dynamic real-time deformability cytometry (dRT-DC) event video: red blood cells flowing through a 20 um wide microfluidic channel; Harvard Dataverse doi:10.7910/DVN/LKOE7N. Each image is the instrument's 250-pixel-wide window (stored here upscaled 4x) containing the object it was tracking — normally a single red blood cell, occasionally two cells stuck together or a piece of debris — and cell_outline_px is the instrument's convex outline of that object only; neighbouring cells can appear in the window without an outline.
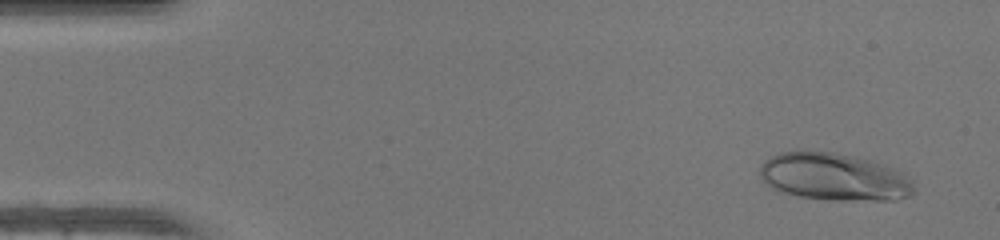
{"species": "human", "species_latin": "Homo sapiens", "temperature_condition": "warm", "stored_images_in_passage": 48, "camera_frame_rate_fps": 3000, "um_per_image_px": 0.085, "donor": {"sex": "female"}, "frame": {"image": 1, "passage_image": 3, "time_ms": 0.667, "image_size_px": [1000, 240], "cell_outline_px": [[912, 192], [908, 196], [896, 200], [832, 200], [800, 196], [780, 192], [772, 188], [760, 176], [760, 164], [764, 160], [780, 152], [832, 152], [852, 156], [868, 160], [896, 168], [912, 180]], "centroid_in_image_um": [70.89, 15.04], "position_along_channel_um": 14.1, "area_um2": 42.19}}
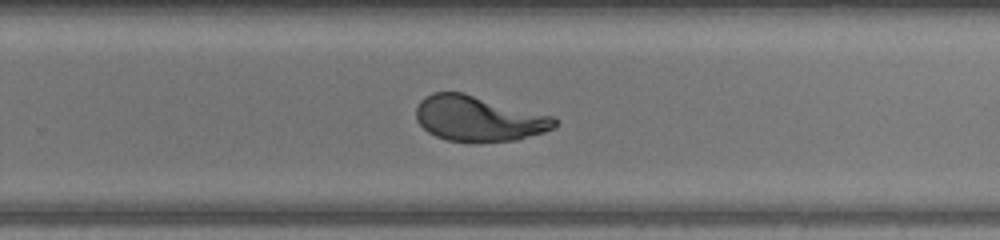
{"frame": {"image": 2, "passage_image": 31, "time_ms": 10.0, "image_size_px": [1000, 240], "cell_outline_px": [[556, 124], [552, 128], [544, 132], [516, 140], [448, 140], [436, 136], [428, 132], [416, 120], [416, 108], [420, 100], [424, 96], [432, 92], [464, 92], [556, 116]], "centroid_in_image_um": [40.68, 10.03], "position_along_channel_um": 289.1, "area_um2": 36.41}}
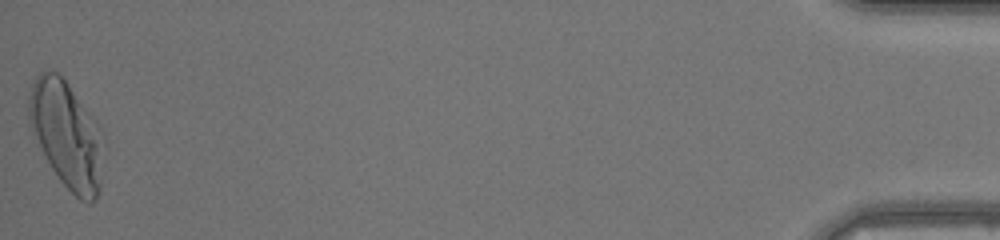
{"frame": {"image": 3, "passage_image": 48, "time_ms": 15.667, "image_size_px": [1000, 240], "cell_outline_px": [[104, 136], [100, 188], [96, 200], [92, 204], [88, 204], [80, 200], [60, 180], [44, 156], [28, 120], [28, 100], [32, 84], [36, 76], [40, 72], [56, 72], [64, 80], [96, 120]], "centroid_in_image_um": [5.69, 11.49], "position_along_channel_um": 429.5, "area_um2": 46.18}}